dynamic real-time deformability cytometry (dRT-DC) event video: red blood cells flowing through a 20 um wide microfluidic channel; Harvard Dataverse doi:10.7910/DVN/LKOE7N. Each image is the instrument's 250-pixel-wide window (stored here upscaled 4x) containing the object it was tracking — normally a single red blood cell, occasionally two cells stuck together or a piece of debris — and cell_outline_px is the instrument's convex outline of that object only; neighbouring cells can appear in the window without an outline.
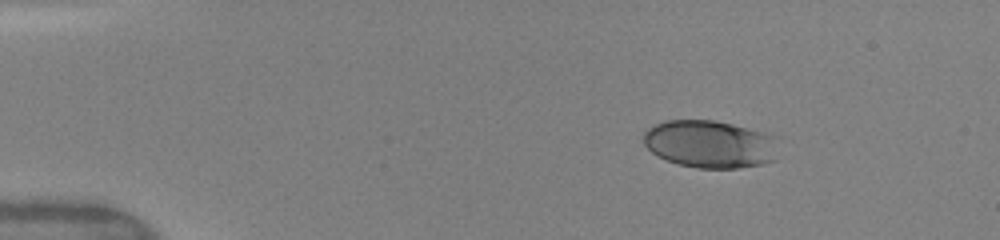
{"species": "human", "species_latin": "Homo sapiens", "temperature_condition": "warm", "stored_images_in_passage": 21, "camera_frame_rate_fps": 3000, "um_per_image_px": 0.085, "donor": {"sex": "female"}, "frame": {"image": 1, "passage_image": 1, "time_ms": 0.0, "image_size_px": [1000, 240], "cell_outline_px": [[776, 136], [772, 160], [760, 164], [736, 168], [696, 168], [680, 164], [668, 160], [652, 152], [644, 144], [644, 132], [648, 128], [664, 120], [716, 120], [732, 124]], "centroid_in_image_um": [60.29, 12.23], "position_along_channel_um": 24.7, "area_um2": 36.88}}
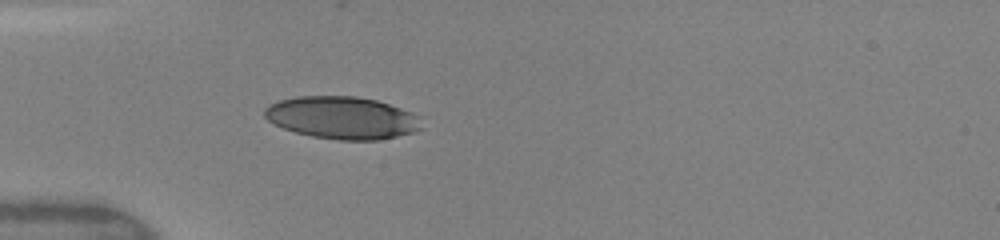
{"frame": {"image": 2, "passage_image": 13, "time_ms": 2.667, "image_size_px": [1000, 240], "cell_outline_px": [[420, 128], [412, 132], [380, 140], [340, 140], [312, 136], [296, 132], [284, 128], [268, 120], [264, 116], [264, 108], [268, 104], [280, 100], [296, 96], [356, 96], [376, 100], [400, 108], [416, 116]], "centroid_in_image_um": [29.0, 10.0], "position_along_channel_um": 56.0, "area_um2": 38.32}}
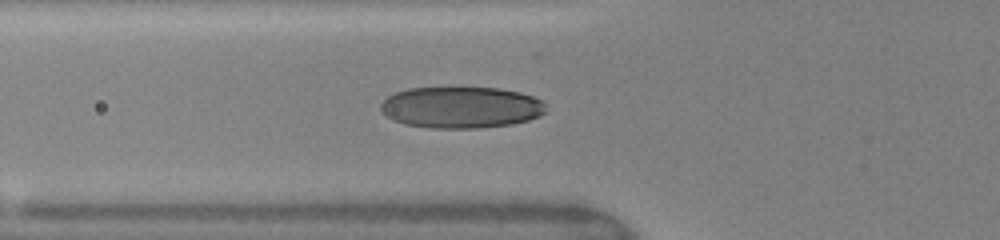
{"frame": {"image": 3, "passage_image": 18, "time_ms": 3.667, "image_size_px": [1000, 240], "cell_outline_px": [[544, 112], [540, 116], [528, 120], [512, 124], [480, 128], [432, 128], [404, 124], [392, 120], [380, 108], [380, 104], [388, 96], [396, 92], [408, 88], [500, 88], [520, 92], [544, 100]], "centroid_in_image_um": [39.2, 9.13], "position_along_channel_um": 86.6, "area_um2": 39.94}}